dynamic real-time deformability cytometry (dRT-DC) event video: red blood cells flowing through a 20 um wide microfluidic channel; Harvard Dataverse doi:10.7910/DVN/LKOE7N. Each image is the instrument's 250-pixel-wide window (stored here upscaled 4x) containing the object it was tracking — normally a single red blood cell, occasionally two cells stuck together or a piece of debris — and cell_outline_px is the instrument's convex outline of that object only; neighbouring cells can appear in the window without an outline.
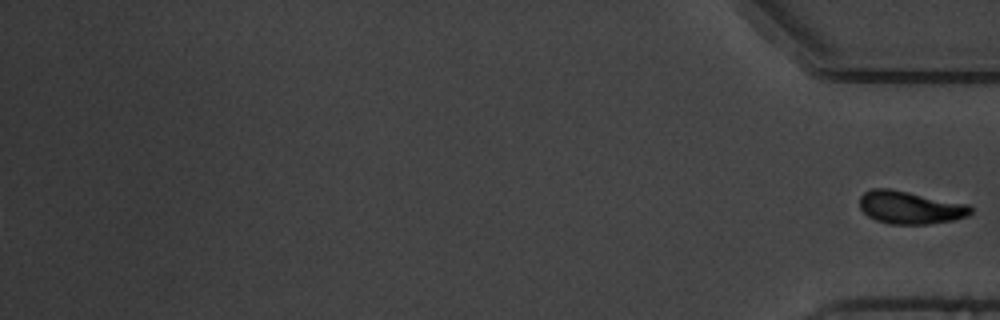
{"species": "common noctule bat (a hibernating species)", "species_latin": "Nyctalus noctula", "temperature_condition": "warm", "stored_images_in_passage": 13, "camera_frame_rate_fps": 3000, "um_per_image_px": 0.085, "animal": {"sex": "male", "body_mass_g": 19.5, "forearm_length_mm": 54.6}, "frame": {"image": 1, "passage_image": 13, "time_ms": 14.667, "image_size_px": [1000, 320], "cell_outline_px": [[972, 212], [968, 216], [952, 220], [928, 224], [888, 224], [876, 220], [868, 216], [860, 208], [860, 196], [864, 192], [872, 188], [888, 188], [968, 204], [972, 208]], "centroid_in_image_um": [77.34, 17.64], "position_along_channel_um": 357.9, "area_um2": 21.15}}